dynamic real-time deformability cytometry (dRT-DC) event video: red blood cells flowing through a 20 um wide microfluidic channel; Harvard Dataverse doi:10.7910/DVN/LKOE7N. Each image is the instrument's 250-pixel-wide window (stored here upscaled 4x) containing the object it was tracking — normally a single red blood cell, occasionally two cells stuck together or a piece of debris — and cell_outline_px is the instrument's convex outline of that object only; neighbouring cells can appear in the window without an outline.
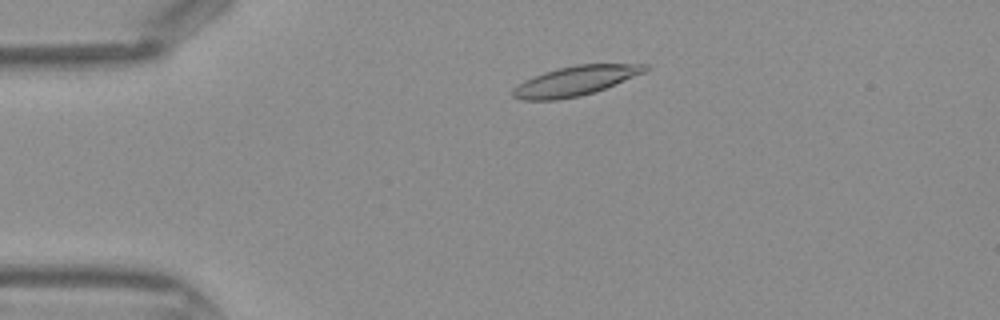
{"species": "Egyptian fruit bat (a non-hibernating species)", "species_latin": "Rousettus aegyptiacus", "temperature_condition": "warm", "stored_images_in_passage": 41, "camera_frame_rate_fps": 3000, "um_per_image_px": 0.085, "frame": {"image": 1, "passage_image": 7, "time_ms": 2.0, "image_size_px": [1000, 320], "cell_outline_px": [[648, 68], [644, 72], [596, 92], [580, 96], [556, 100], [520, 100], [512, 96], [512, 88], [516, 84], [532, 76], [556, 68], [576, 64], [648, 64]], "centroid_in_image_um": [48.83, 6.88], "position_along_channel_um": 36.2, "area_um2": 22.95}}
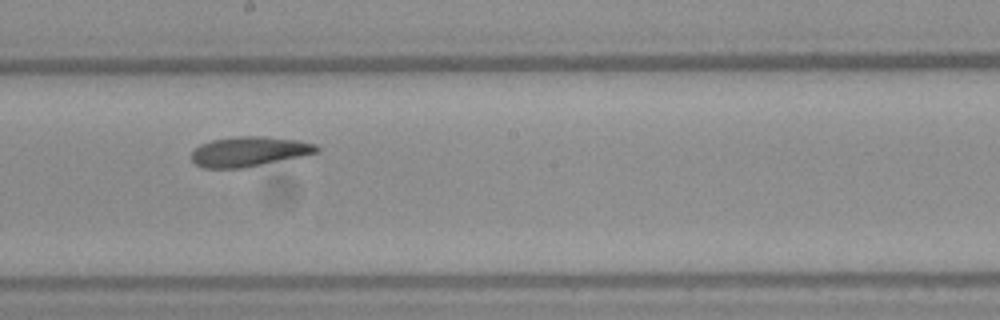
{"frame": {"image": 2, "passage_image": 22, "time_ms": 7.0, "image_size_px": [1000, 320], "cell_outline_px": [[320, 148], [316, 152], [300, 156], [244, 168], [204, 168], [196, 164], [192, 160], [192, 152], [200, 144], [212, 140], [240, 136], [260, 136], [296, 140], [316, 144]], "centroid_in_image_um": [21.14, 12.88], "position_along_channel_um": 227.1, "area_um2": 21.44}}
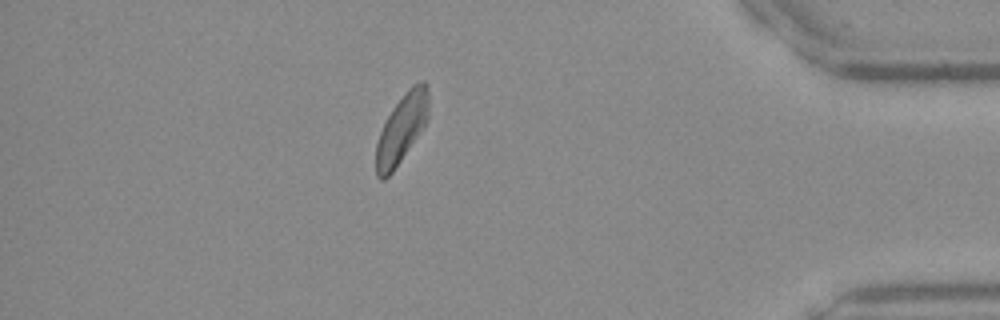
{"frame": {"image": 3, "passage_image": 36, "time_ms": 11.667, "image_size_px": [1000, 320], "cell_outline_px": [[428, 120], [424, 128], [392, 172], [384, 180], [380, 180], [376, 176], [376, 144], [380, 132], [392, 108], [408, 88], [412, 84], [420, 80], [424, 80], [428, 84]], "centroid_in_image_um": [34.16, 10.9], "position_along_channel_um": 401.0, "area_um2": 21.15}}